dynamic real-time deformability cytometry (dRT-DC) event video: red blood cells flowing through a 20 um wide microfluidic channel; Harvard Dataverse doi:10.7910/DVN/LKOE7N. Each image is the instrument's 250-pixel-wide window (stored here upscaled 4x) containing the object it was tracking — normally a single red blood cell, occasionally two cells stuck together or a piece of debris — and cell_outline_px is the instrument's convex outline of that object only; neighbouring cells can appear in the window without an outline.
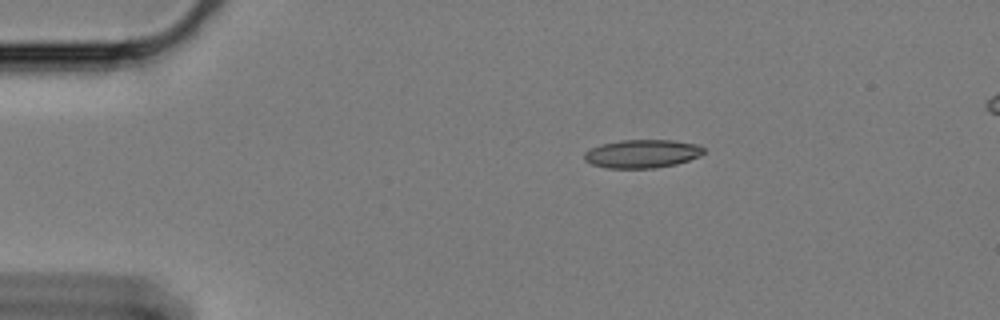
{"species": "Egyptian fruit bat (a non-hibernating species)", "species_latin": "Rousettus aegyptiacus", "temperature_condition": "cold", "stored_images_in_passage": 7, "camera_frame_rate_fps": 3000, "um_per_image_px": 0.085, "animal": {"sex": "female"}, "frame": {"image": 1, "passage_image": 1, "time_ms": 0.0, "image_size_px": [1000, 320], "cell_outline_px": [[704, 152], [700, 156], [676, 164], [656, 168], [608, 168], [592, 164], [584, 160], [584, 152], [600, 144], [620, 140], [672, 140], [700, 144], [704, 148]], "centroid_in_image_um": [54.6, 13.06], "position_along_channel_um": 30.4, "area_um2": 19.83}}